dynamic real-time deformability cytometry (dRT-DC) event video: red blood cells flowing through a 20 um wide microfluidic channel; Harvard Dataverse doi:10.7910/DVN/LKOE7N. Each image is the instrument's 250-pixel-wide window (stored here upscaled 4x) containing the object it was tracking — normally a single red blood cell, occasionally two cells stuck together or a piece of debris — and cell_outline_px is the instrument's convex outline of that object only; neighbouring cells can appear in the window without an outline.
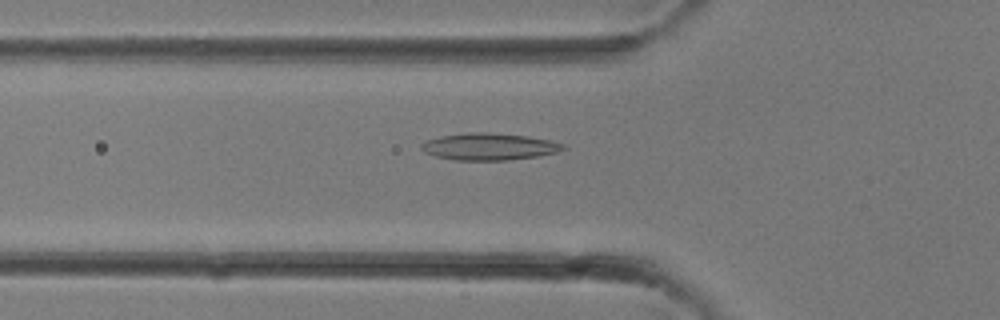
{"species": "common noctule bat (a hibernating species)", "species_latin": "Nyctalus noctula", "temperature_condition": "room temperature", "stored_images_in_passage": 33, "camera_frame_rate_fps": 3000, "um_per_image_px": 0.085, "animal": {"sex": "female"}, "frame": {"image": 1, "passage_image": 12, "time_ms": 3.667, "image_size_px": [1000, 320], "cell_outline_px": [[568, 148], [556, 152], [536, 156], [508, 160], [456, 160], [436, 156], [424, 152], [420, 148], [420, 144], [428, 140], [440, 136], [468, 132], [484, 132], [528, 136], [548, 140], [564, 144]], "centroid_in_image_um": [41.56, 12.46], "position_along_channel_um": 84.2, "area_um2": 22.14}}
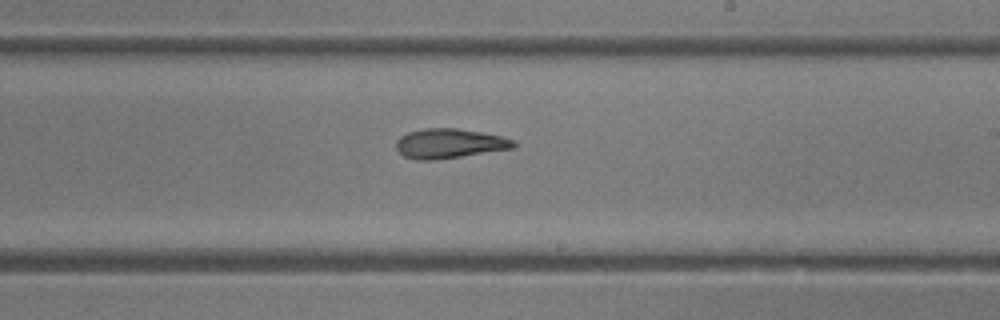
{"frame": {"image": 2, "passage_image": 20, "time_ms": 6.333, "image_size_px": [1000, 320], "cell_outline_px": [[516, 148], [436, 160], [416, 160], [404, 156], [396, 148], [396, 140], [400, 136], [408, 132], [424, 128], [456, 128], [480, 132], [500, 136], [512, 140], [516, 144]], "centroid_in_image_um": [38.18, 12.2], "position_along_channel_um": 250.8, "area_um2": 20.29}}
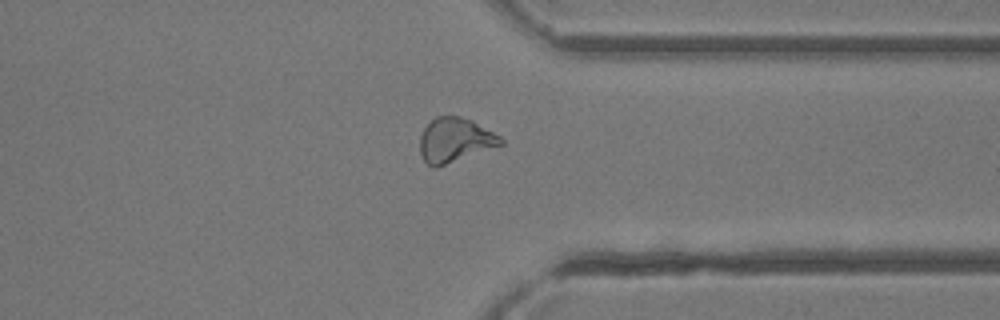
{"frame": {"image": 3, "passage_image": 26, "time_ms": 8.333, "image_size_px": [1000, 320], "cell_outline_px": [[504, 144], [436, 168], [432, 168], [420, 156], [420, 136], [424, 128], [436, 116], [460, 116], [472, 120], [500, 136], [504, 140]], "centroid_in_image_um": [38.66, 11.92], "position_along_channel_um": 372.7, "area_um2": 20.92}}